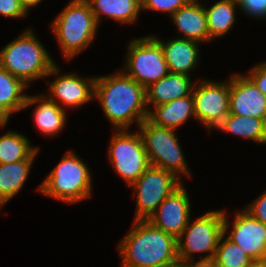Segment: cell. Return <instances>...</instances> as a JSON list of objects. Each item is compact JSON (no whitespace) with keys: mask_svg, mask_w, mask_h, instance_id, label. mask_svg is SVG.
I'll list each match as a JSON object with an SVG mask.
<instances>
[{"mask_svg":"<svg viewBox=\"0 0 266 267\" xmlns=\"http://www.w3.org/2000/svg\"><path fill=\"white\" fill-rule=\"evenodd\" d=\"M97 99L113 128L129 129L148 118L146 88L127 76L123 70L113 75L97 76L94 99Z\"/></svg>","mask_w":266,"mask_h":267,"instance_id":"obj_1","label":"cell"},{"mask_svg":"<svg viewBox=\"0 0 266 267\" xmlns=\"http://www.w3.org/2000/svg\"><path fill=\"white\" fill-rule=\"evenodd\" d=\"M132 226L118 243L121 267H164L179 261L173 236L148 220H134Z\"/></svg>","mask_w":266,"mask_h":267,"instance_id":"obj_2","label":"cell"},{"mask_svg":"<svg viewBox=\"0 0 266 267\" xmlns=\"http://www.w3.org/2000/svg\"><path fill=\"white\" fill-rule=\"evenodd\" d=\"M0 65L27 86L36 79L59 73L58 66L32 29L2 48Z\"/></svg>","mask_w":266,"mask_h":267,"instance_id":"obj_3","label":"cell"},{"mask_svg":"<svg viewBox=\"0 0 266 267\" xmlns=\"http://www.w3.org/2000/svg\"><path fill=\"white\" fill-rule=\"evenodd\" d=\"M98 23L86 0H71L51 28L65 58L70 60L93 42Z\"/></svg>","mask_w":266,"mask_h":267,"instance_id":"obj_4","label":"cell"},{"mask_svg":"<svg viewBox=\"0 0 266 267\" xmlns=\"http://www.w3.org/2000/svg\"><path fill=\"white\" fill-rule=\"evenodd\" d=\"M69 150L40 184L38 190L46 196L66 203H78L90 198L92 177L82 159Z\"/></svg>","mask_w":266,"mask_h":267,"instance_id":"obj_5","label":"cell"},{"mask_svg":"<svg viewBox=\"0 0 266 267\" xmlns=\"http://www.w3.org/2000/svg\"><path fill=\"white\" fill-rule=\"evenodd\" d=\"M138 127L150 165L170 171L177 177L179 174L191 177L174 129L154 125L148 119Z\"/></svg>","mask_w":266,"mask_h":267,"instance_id":"obj_6","label":"cell"},{"mask_svg":"<svg viewBox=\"0 0 266 267\" xmlns=\"http://www.w3.org/2000/svg\"><path fill=\"white\" fill-rule=\"evenodd\" d=\"M223 219L222 210L209 211L192 223L189 219L188 225L177 239L179 261L193 260L194 253L202 252H209L204 259L214 258L219 240L224 234Z\"/></svg>","mask_w":266,"mask_h":267,"instance_id":"obj_7","label":"cell"},{"mask_svg":"<svg viewBox=\"0 0 266 267\" xmlns=\"http://www.w3.org/2000/svg\"><path fill=\"white\" fill-rule=\"evenodd\" d=\"M123 72L147 88L169 73L160 43L153 37L131 40Z\"/></svg>","mask_w":266,"mask_h":267,"instance_id":"obj_8","label":"cell"},{"mask_svg":"<svg viewBox=\"0 0 266 267\" xmlns=\"http://www.w3.org/2000/svg\"><path fill=\"white\" fill-rule=\"evenodd\" d=\"M129 129L114 131L108 157L114 170L130 186L147 170L150 162L139 132Z\"/></svg>","mask_w":266,"mask_h":267,"instance_id":"obj_9","label":"cell"},{"mask_svg":"<svg viewBox=\"0 0 266 267\" xmlns=\"http://www.w3.org/2000/svg\"><path fill=\"white\" fill-rule=\"evenodd\" d=\"M174 173L150 165L131 185L136 194L135 220H148L158 206L183 182Z\"/></svg>","mask_w":266,"mask_h":267,"instance_id":"obj_10","label":"cell"},{"mask_svg":"<svg viewBox=\"0 0 266 267\" xmlns=\"http://www.w3.org/2000/svg\"><path fill=\"white\" fill-rule=\"evenodd\" d=\"M199 83L192 89L195 118L212 131L229 114V80L221 83L202 80Z\"/></svg>","mask_w":266,"mask_h":267,"instance_id":"obj_11","label":"cell"},{"mask_svg":"<svg viewBox=\"0 0 266 267\" xmlns=\"http://www.w3.org/2000/svg\"><path fill=\"white\" fill-rule=\"evenodd\" d=\"M190 219V200L183 183L154 211L148 221L178 239Z\"/></svg>","mask_w":266,"mask_h":267,"instance_id":"obj_12","label":"cell"},{"mask_svg":"<svg viewBox=\"0 0 266 267\" xmlns=\"http://www.w3.org/2000/svg\"><path fill=\"white\" fill-rule=\"evenodd\" d=\"M229 113L266 119V96L245 74L229 77Z\"/></svg>","mask_w":266,"mask_h":267,"instance_id":"obj_13","label":"cell"},{"mask_svg":"<svg viewBox=\"0 0 266 267\" xmlns=\"http://www.w3.org/2000/svg\"><path fill=\"white\" fill-rule=\"evenodd\" d=\"M228 238L240 246L253 260L266 259V225L245 209L235 213Z\"/></svg>","mask_w":266,"mask_h":267,"instance_id":"obj_14","label":"cell"},{"mask_svg":"<svg viewBox=\"0 0 266 267\" xmlns=\"http://www.w3.org/2000/svg\"><path fill=\"white\" fill-rule=\"evenodd\" d=\"M96 76L85 78L77 74L68 73L56 77L52 83L47 81L49 86L48 98L58 104L62 109L64 106L77 108L94 99V84ZM50 83V84H49ZM64 105V106H63Z\"/></svg>","mask_w":266,"mask_h":267,"instance_id":"obj_15","label":"cell"},{"mask_svg":"<svg viewBox=\"0 0 266 267\" xmlns=\"http://www.w3.org/2000/svg\"><path fill=\"white\" fill-rule=\"evenodd\" d=\"M172 21L184 39L197 43L208 42L210 39L207 29L205 7L198 0H190L185 6L179 8L171 16Z\"/></svg>","mask_w":266,"mask_h":267,"instance_id":"obj_16","label":"cell"},{"mask_svg":"<svg viewBox=\"0 0 266 267\" xmlns=\"http://www.w3.org/2000/svg\"><path fill=\"white\" fill-rule=\"evenodd\" d=\"M161 45L169 72L190 76L191 70L198 66V43L184 38H173L163 42L153 36Z\"/></svg>","mask_w":266,"mask_h":267,"instance_id":"obj_17","label":"cell"},{"mask_svg":"<svg viewBox=\"0 0 266 267\" xmlns=\"http://www.w3.org/2000/svg\"><path fill=\"white\" fill-rule=\"evenodd\" d=\"M194 84L195 82L192 83L191 76L169 72L166 76L146 88L147 106L151 108V104L158 106L177 98L189 96L192 93Z\"/></svg>","mask_w":266,"mask_h":267,"instance_id":"obj_18","label":"cell"},{"mask_svg":"<svg viewBox=\"0 0 266 267\" xmlns=\"http://www.w3.org/2000/svg\"><path fill=\"white\" fill-rule=\"evenodd\" d=\"M34 110V124L37 129L46 136H55L60 133L66 124V110L62 109L59 104L50 100L47 94L34 96L27 95L24 109L38 103Z\"/></svg>","mask_w":266,"mask_h":267,"instance_id":"obj_19","label":"cell"},{"mask_svg":"<svg viewBox=\"0 0 266 267\" xmlns=\"http://www.w3.org/2000/svg\"><path fill=\"white\" fill-rule=\"evenodd\" d=\"M149 109L148 120L154 125L177 129L191 116L195 117L192 93L189 96L174 99L171 102Z\"/></svg>","mask_w":266,"mask_h":267,"instance_id":"obj_20","label":"cell"},{"mask_svg":"<svg viewBox=\"0 0 266 267\" xmlns=\"http://www.w3.org/2000/svg\"><path fill=\"white\" fill-rule=\"evenodd\" d=\"M37 154L26 161L0 164V208L20 192Z\"/></svg>","mask_w":266,"mask_h":267,"instance_id":"obj_21","label":"cell"},{"mask_svg":"<svg viewBox=\"0 0 266 267\" xmlns=\"http://www.w3.org/2000/svg\"><path fill=\"white\" fill-rule=\"evenodd\" d=\"M90 5L91 11L100 23L101 15L123 24H130L140 15L141 0H86Z\"/></svg>","mask_w":266,"mask_h":267,"instance_id":"obj_22","label":"cell"},{"mask_svg":"<svg viewBox=\"0 0 266 267\" xmlns=\"http://www.w3.org/2000/svg\"><path fill=\"white\" fill-rule=\"evenodd\" d=\"M216 129L266 144V119L243 117L229 113Z\"/></svg>","mask_w":266,"mask_h":267,"instance_id":"obj_23","label":"cell"},{"mask_svg":"<svg viewBox=\"0 0 266 267\" xmlns=\"http://www.w3.org/2000/svg\"><path fill=\"white\" fill-rule=\"evenodd\" d=\"M237 0H219L210 8L205 6L207 29L210 39L221 37L228 33L236 22L235 8Z\"/></svg>","mask_w":266,"mask_h":267,"instance_id":"obj_24","label":"cell"},{"mask_svg":"<svg viewBox=\"0 0 266 267\" xmlns=\"http://www.w3.org/2000/svg\"><path fill=\"white\" fill-rule=\"evenodd\" d=\"M28 86L0 65V108L9 116L24 109Z\"/></svg>","mask_w":266,"mask_h":267,"instance_id":"obj_25","label":"cell"},{"mask_svg":"<svg viewBox=\"0 0 266 267\" xmlns=\"http://www.w3.org/2000/svg\"><path fill=\"white\" fill-rule=\"evenodd\" d=\"M38 151L21 133L7 131L0 136V164L29 160Z\"/></svg>","mask_w":266,"mask_h":267,"instance_id":"obj_26","label":"cell"},{"mask_svg":"<svg viewBox=\"0 0 266 267\" xmlns=\"http://www.w3.org/2000/svg\"><path fill=\"white\" fill-rule=\"evenodd\" d=\"M224 234L221 236L214 260L217 267H246L253 259L231 239L224 238L228 233L229 222L227 219L226 212L224 211ZM223 239H225L223 241ZM222 242V243H221Z\"/></svg>","mask_w":266,"mask_h":267,"instance_id":"obj_27","label":"cell"},{"mask_svg":"<svg viewBox=\"0 0 266 267\" xmlns=\"http://www.w3.org/2000/svg\"><path fill=\"white\" fill-rule=\"evenodd\" d=\"M190 0H141V9L167 12L170 16Z\"/></svg>","mask_w":266,"mask_h":267,"instance_id":"obj_28","label":"cell"},{"mask_svg":"<svg viewBox=\"0 0 266 267\" xmlns=\"http://www.w3.org/2000/svg\"><path fill=\"white\" fill-rule=\"evenodd\" d=\"M241 12L257 19L266 18V0H237Z\"/></svg>","mask_w":266,"mask_h":267,"instance_id":"obj_29","label":"cell"},{"mask_svg":"<svg viewBox=\"0 0 266 267\" xmlns=\"http://www.w3.org/2000/svg\"><path fill=\"white\" fill-rule=\"evenodd\" d=\"M0 15L7 18H21L27 16V12L19 0H0Z\"/></svg>","mask_w":266,"mask_h":267,"instance_id":"obj_30","label":"cell"},{"mask_svg":"<svg viewBox=\"0 0 266 267\" xmlns=\"http://www.w3.org/2000/svg\"><path fill=\"white\" fill-rule=\"evenodd\" d=\"M245 210L250 213L255 219L266 225V191L260 197L253 200Z\"/></svg>","mask_w":266,"mask_h":267,"instance_id":"obj_31","label":"cell"},{"mask_svg":"<svg viewBox=\"0 0 266 267\" xmlns=\"http://www.w3.org/2000/svg\"><path fill=\"white\" fill-rule=\"evenodd\" d=\"M247 76L256 87L266 96V62L259 63L249 70Z\"/></svg>","mask_w":266,"mask_h":267,"instance_id":"obj_32","label":"cell"},{"mask_svg":"<svg viewBox=\"0 0 266 267\" xmlns=\"http://www.w3.org/2000/svg\"><path fill=\"white\" fill-rule=\"evenodd\" d=\"M201 257V260L199 261H194L189 260V261H181V266L182 267H217L216 262L213 258L210 259H204Z\"/></svg>","mask_w":266,"mask_h":267,"instance_id":"obj_33","label":"cell"},{"mask_svg":"<svg viewBox=\"0 0 266 267\" xmlns=\"http://www.w3.org/2000/svg\"><path fill=\"white\" fill-rule=\"evenodd\" d=\"M43 0H19L21 6L28 13L31 7L37 6Z\"/></svg>","mask_w":266,"mask_h":267,"instance_id":"obj_34","label":"cell"},{"mask_svg":"<svg viewBox=\"0 0 266 267\" xmlns=\"http://www.w3.org/2000/svg\"><path fill=\"white\" fill-rule=\"evenodd\" d=\"M9 117L10 116L2 108H0V126L5 127Z\"/></svg>","mask_w":266,"mask_h":267,"instance_id":"obj_35","label":"cell"},{"mask_svg":"<svg viewBox=\"0 0 266 267\" xmlns=\"http://www.w3.org/2000/svg\"><path fill=\"white\" fill-rule=\"evenodd\" d=\"M246 267H266V259L252 260Z\"/></svg>","mask_w":266,"mask_h":267,"instance_id":"obj_36","label":"cell"},{"mask_svg":"<svg viewBox=\"0 0 266 267\" xmlns=\"http://www.w3.org/2000/svg\"><path fill=\"white\" fill-rule=\"evenodd\" d=\"M164 267H182V266H181V261H178V262H176L174 264H171V265H168V266H164Z\"/></svg>","mask_w":266,"mask_h":267,"instance_id":"obj_37","label":"cell"}]
</instances>
